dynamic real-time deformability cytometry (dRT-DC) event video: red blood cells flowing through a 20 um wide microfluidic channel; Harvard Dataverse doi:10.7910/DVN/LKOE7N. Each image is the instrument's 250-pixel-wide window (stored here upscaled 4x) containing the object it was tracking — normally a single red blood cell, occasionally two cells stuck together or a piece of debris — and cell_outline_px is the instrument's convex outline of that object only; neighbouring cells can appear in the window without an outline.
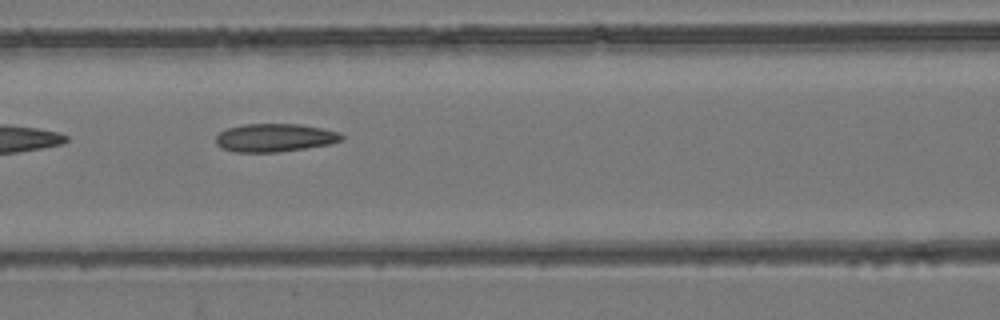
{"species": "common noctule bat (a hibernating species)", "species_latin": "Nyctalus noctula", "temperature_condition": "room temperature", "stored_images_in_passage": 11, "camera_frame_rate_fps": 3000, "um_per_image_px": 0.085, "animal": {"sex": "female", "body_mass_g": 24.6, "forearm_length_mm": 56.2}, "frame": {"image": 1, "passage_image": 7, "time_ms": 2.0, "image_size_px": [1000, 320], "cell_outline_px": [[344, 140], [328, 144], [304, 148], [276, 152], [236, 152], [220, 148], [216, 144], [216, 136], [220, 132], [228, 128], [244, 124], [300, 124], [340, 132], [344, 136]], "centroid_in_image_um": [23.34, 11.7], "position_along_channel_um": 143.3, "area_um2": 20.58}}
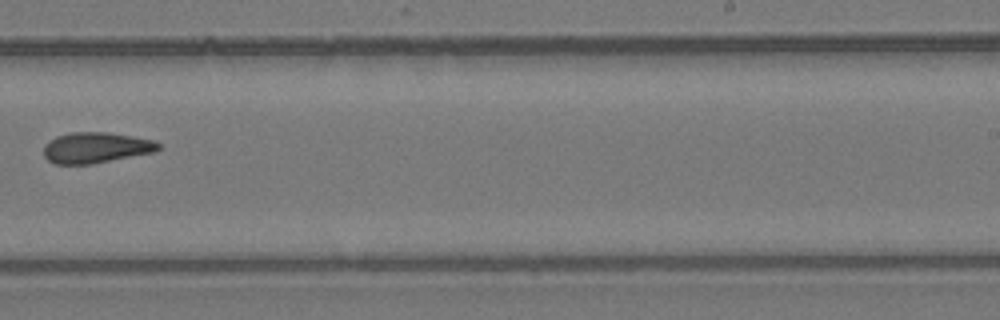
{"frame": {"image": 2, "passage_image": 10, "time_ms": 3.0, "image_size_px": [1000, 320], "cell_outline_px": [[160, 148], [156, 152], [92, 164], [56, 164], [48, 160], [44, 156], [44, 144], [56, 136], [68, 132], [108, 132], [156, 140], [160, 144]], "centroid_in_image_um": [8.17, 12.55], "position_along_channel_um": 280.8, "area_um2": 20.81}}
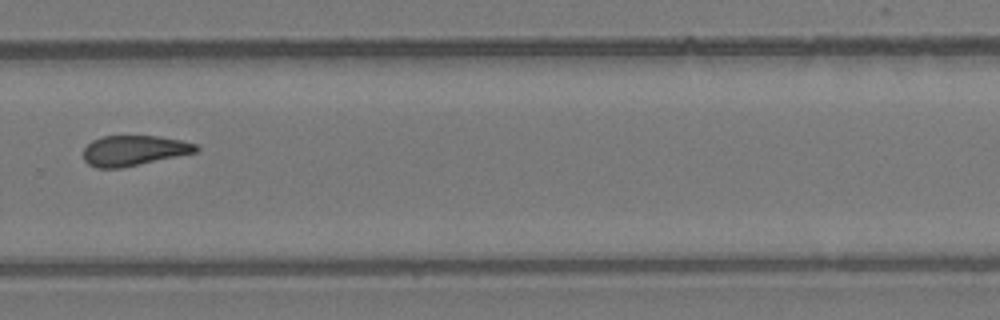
{"frame": {"image": 3, "passage_image": 11, "time_ms": 3.333, "image_size_px": [1000, 320], "cell_outline_px": [[200, 148], [196, 152], [140, 164], [120, 168], [96, 168], [88, 164], [84, 160], [84, 148], [92, 140], [100, 136], [160, 136], [180, 140], [196, 144]], "centroid_in_image_um": [11.36, 12.79], "position_along_channel_um": 318.4, "area_um2": 19.83}}